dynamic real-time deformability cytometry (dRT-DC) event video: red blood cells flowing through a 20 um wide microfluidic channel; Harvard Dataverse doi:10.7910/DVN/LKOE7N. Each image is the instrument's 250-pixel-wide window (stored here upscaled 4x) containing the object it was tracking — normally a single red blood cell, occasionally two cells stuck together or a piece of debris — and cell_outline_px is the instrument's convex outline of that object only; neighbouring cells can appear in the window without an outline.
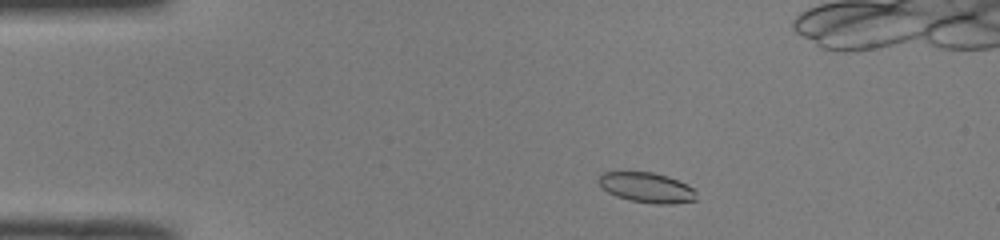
{"species": "common noctule bat (a hibernating species)", "species_latin": "Nyctalus noctula", "temperature_condition": "room temperature", "stored_images_in_passage": 46, "camera_frame_rate_fps": 3000, "um_per_image_px": 0.085, "animal": {"sex": "male", "body_mass_g": 19.0, "forearm_length_mm": 50.8}, "frame": {"image": 1, "passage_image": 4, "time_ms": 1.0, "image_size_px": [1000, 240], "cell_outline_px": [[696, 200], [672, 204], [656, 204], [628, 200], [616, 196], [600, 188], [596, 180], [600, 172], [652, 172], [668, 176], [688, 184], [696, 192]], "centroid_in_image_um": [54.93, 15.94], "position_along_channel_um": 30.1, "area_um2": 17.46}}
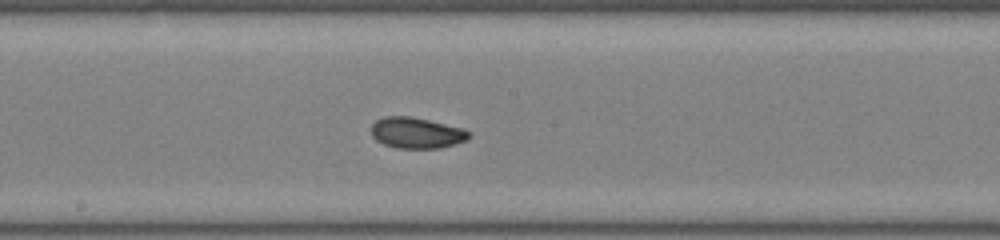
{"frame": {"image": 2, "passage_image": 22, "time_ms": 7.0, "image_size_px": [1000, 240], "cell_outline_px": [[472, 136], [468, 140], [440, 148], [396, 148], [384, 144], [376, 140], [372, 136], [372, 124], [376, 120], [384, 116], [412, 116], [464, 128]], "centroid_in_image_um": [35.42, 11.29], "position_along_channel_um": 212.8, "area_um2": 17.74}}
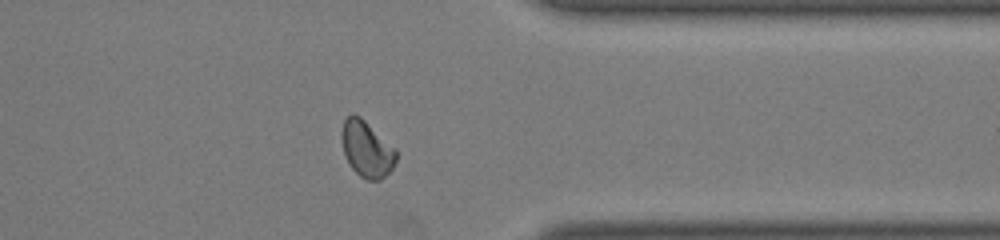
{"frame": {"image": 3, "passage_image": 35, "time_ms": 11.333, "image_size_px": [1000, 240], "cell_outline_px": [[396, 160], [392, 168], [380, 180], [368, 180], [360, 176], [348, 164], [344, 152], [340, 136], [340, 132], [344, 120], [352, 112], [360, 116], [396, 148]], "centroid_in_image_um": [31.15, 12.64], "position_along_channel_um": 380.3, "area_um2": 17.92}, "authors_computed_cell_mechanics": {"area_um2": 17.4556, "velocity_mm_per_s": 4.019, "shape_relaxation_time_tau1_ms": 2.7399, "shape_relaxation_time_tau2_ms": 2.4384, "deformation_change_tau1": 0.1263, "deformation_change_tau2": 0.0698}}